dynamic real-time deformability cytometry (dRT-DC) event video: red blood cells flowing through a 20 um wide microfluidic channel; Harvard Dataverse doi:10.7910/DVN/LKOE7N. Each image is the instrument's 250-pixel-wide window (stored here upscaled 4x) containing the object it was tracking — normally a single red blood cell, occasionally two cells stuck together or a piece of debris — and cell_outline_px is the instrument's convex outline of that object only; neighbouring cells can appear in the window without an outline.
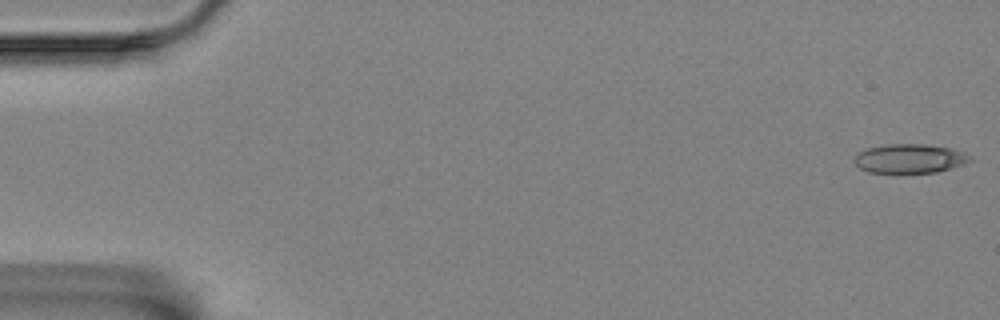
{"species": "Egyptian fruit bat (a non-hibernating species)", "species_latin": "Rousettus aegyptiacus", "temperature_condition": "room temperature", "stored_images_in_passage": 17, "camera_frame_rate_fps": 3000, "um_per_image_px": 0.085, "animal": {"sex": "female"}, "frame": {"image": 1, "passage_image": 1, "time_ms": 0.0, "image_size_px": [1000, 320], "cell_outline_px": [[972, 160], [964, 164], [952, 168], [936, 172], [868, 172], [860, 168], [852, 160], [852, 156], [868, 148], [884, 144], [924, 144], [952, 148], [964, 152], [972, 156]], "centroid_in_image_um": [77.33, 13.47], "position_along_channel_um": 7.7, "area_um2": 19.71}}
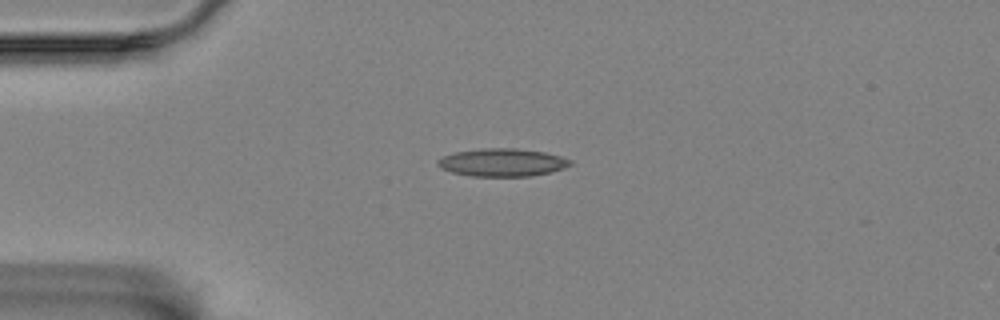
{"frame": {"image": 2, "passage_image": 14, "time_ms": 4.333, "image_size_px": [1000, 320], "cell_outline_px": [[572, 164], [564, 168], [532, 176], [472, 176], [452, 172], [440, 168], [436, 164], [436, 160], [444, 156], [456, 152], [480, 148], [516, 148], [544, 152], [560, 156], [572, 160]], "centroid_in_image_um": [42.68, 13.8], "position_along_channel_um": 42.3, "area_um2": 21.5}}